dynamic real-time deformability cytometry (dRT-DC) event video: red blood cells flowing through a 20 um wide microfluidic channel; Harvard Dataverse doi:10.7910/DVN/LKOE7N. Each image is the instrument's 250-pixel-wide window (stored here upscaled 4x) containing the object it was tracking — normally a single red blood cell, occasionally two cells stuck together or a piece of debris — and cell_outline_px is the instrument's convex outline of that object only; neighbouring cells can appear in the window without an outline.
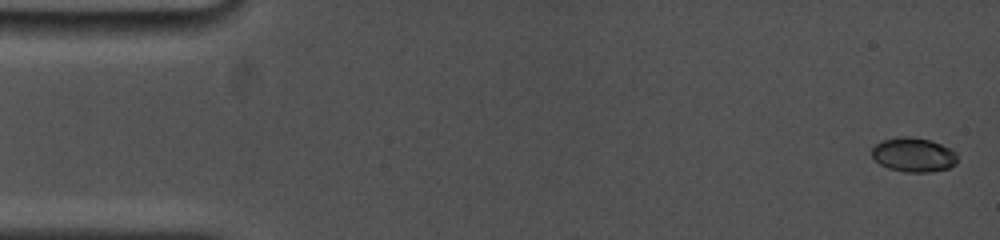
{"species": "common noctule bat (a hibernating species)", "species_latin": "Nyctalus noctula", "temperature_condition": "cold", "stored_images_in_passage": 7, "camera_frame_rate_fps": 5000, "um_per_image_px": 0.085, "animal": {"sex": "female", "body_mass_g": 19.0, "forearm_length_mm": 53.3}, "frame": {"image": 1, "passage_image": 1, "time_ms": 0.0, "image_size_px": [1000, 240], "cell_outline_px": [[956, 164], [948, 168], [928, 172], [904, 172], [888, 168], [880, 164], [872, 156], [872, 148], [880, 140], [900, 136], [908, 136], [928, 140], [940, 144], [956, 152]], "centroid_in_image_um": [77.62, 13.15], "position_along_channel_um": 7.4, "area_um2": 16.99}}
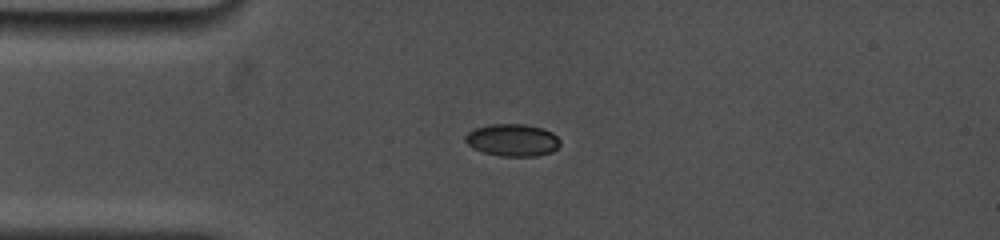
{"frame": {"image": 2, "passage_image": 5, "time_ms": 3.8, "image_size_px": [1000, 240], "cell_outline_px": [[560, 144], [552, 152], [536, 156], [500, 156], [484, 152], [472, 148], [464, 140], [464, 136], [468, 132], [476, 128], [492, 124], [524, 124], [540, 128], [552, 132], [560, 140]], "centroid_in_image_um": [43.55, 11.91], "position_along_channel_um": 41.5, "area_um2": 17.74}}
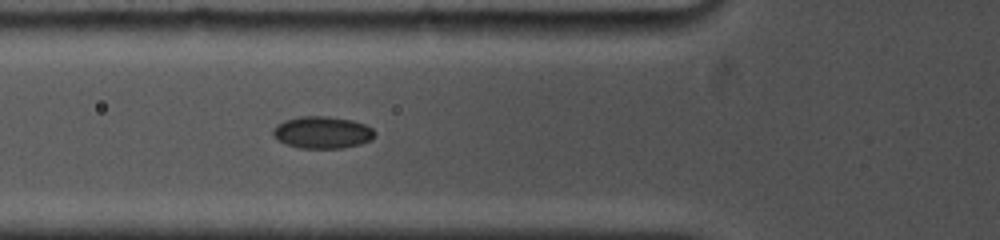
{"frame": {"image": 3, "passage_image": 7, "time_ms": 5.8, "image_size_px": [1000, 240], "cell_outline_px": [[376, 132], [372, 140], [360, 144], [344, 148], [300, 148], [276, 140], [272, 136], [272, 128], [276, 124], [284, 120], [300, 116], [328, 116], [352, 120], [364, 124], [372, 128]], "centroid_in_image_um": [27.37, 11.25], "position_along_channel_um": 98.4, "area_um2": 19.25}}